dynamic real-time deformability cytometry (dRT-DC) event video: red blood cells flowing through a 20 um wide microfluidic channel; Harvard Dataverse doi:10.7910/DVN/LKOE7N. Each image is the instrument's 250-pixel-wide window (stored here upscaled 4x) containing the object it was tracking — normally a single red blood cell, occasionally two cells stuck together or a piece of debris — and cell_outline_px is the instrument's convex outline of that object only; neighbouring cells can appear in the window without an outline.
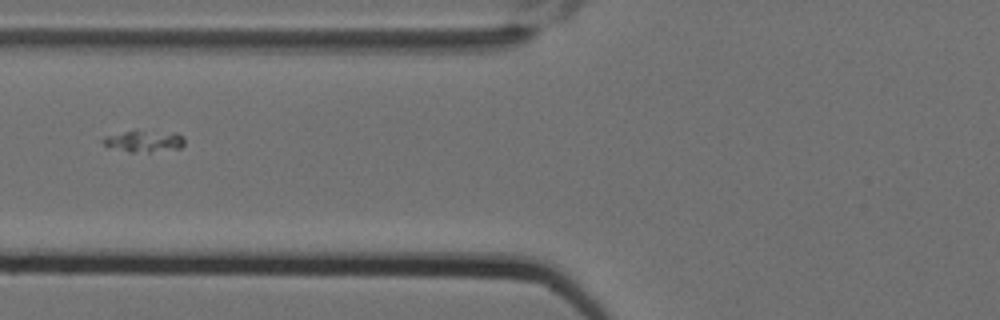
{"species": "Egyptian fruit bat (a non-hibernating species)", "species_latin": "Rousettus aegyptiacus", "temperature_condition": "cold", "stored_images_in_passage": 10, "camera_frame_rate_fps": 3000, "um_per_image_px": 0.085, "animal": {"sex": "female"}, "frame": {"image": 1, "passage_image": 2, "time_ms": 0.333, "image_size_px": [1000, 320], "cell_outline_px": [[184, 144], [180, 148], [148, 152], [128, 152], [108, 148], [100, 140], [104, 136], [136, 128], [176, 132], [184, 136]], "centroid_in_image_um": [12.21, 11.95], "position_along_channel_um": 113.6, "area_um2": 11.04}}
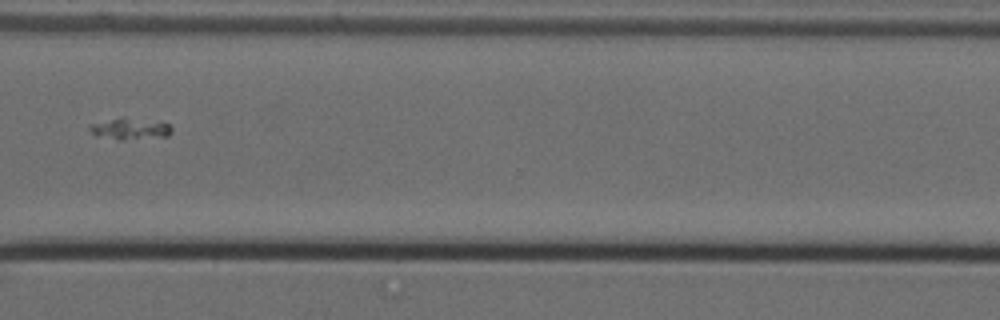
{"frame": {"image": 2, "passage_image": 8, "time_ms": 2.333, "image_size_px": [1000, 320], "cell_outline_px": [[172, 132], [168, 136], [124, 140], [116, 140], [96, 136], [88, 128], [92, 124], [124, 116], [168, 124], [172, 128]], "centroid_in_image_um": [11.05, 10.96], "position_along_channel_um": 359.6, "area_um2": 10.23}}
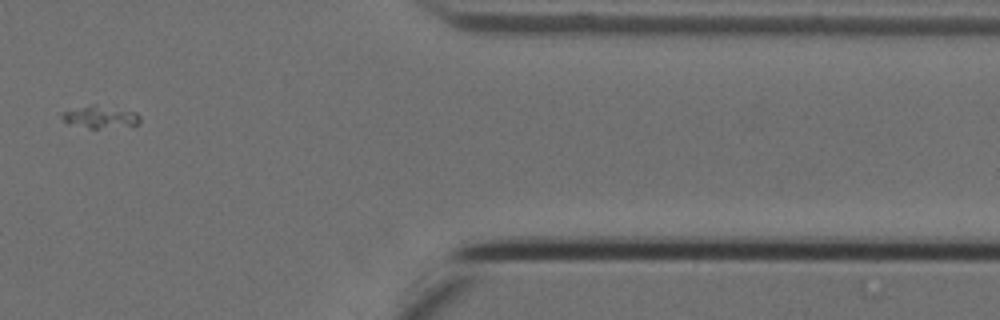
{"frame": {"image": 3, "passage_image": 9, "time_ms": 2.667, "image_size_px": [1000, 320], "cell_outline_px": [[140, 124], [132, 128], [88, 128], [68, 124], [60, 116], [60, 112], [92, 104], [96, 104], [136, 112], [140, 116]], "centroid_in_image_um": [8.58, 9.97], "position_along_channel_um": 402.8, "area_um2": 10.64}}